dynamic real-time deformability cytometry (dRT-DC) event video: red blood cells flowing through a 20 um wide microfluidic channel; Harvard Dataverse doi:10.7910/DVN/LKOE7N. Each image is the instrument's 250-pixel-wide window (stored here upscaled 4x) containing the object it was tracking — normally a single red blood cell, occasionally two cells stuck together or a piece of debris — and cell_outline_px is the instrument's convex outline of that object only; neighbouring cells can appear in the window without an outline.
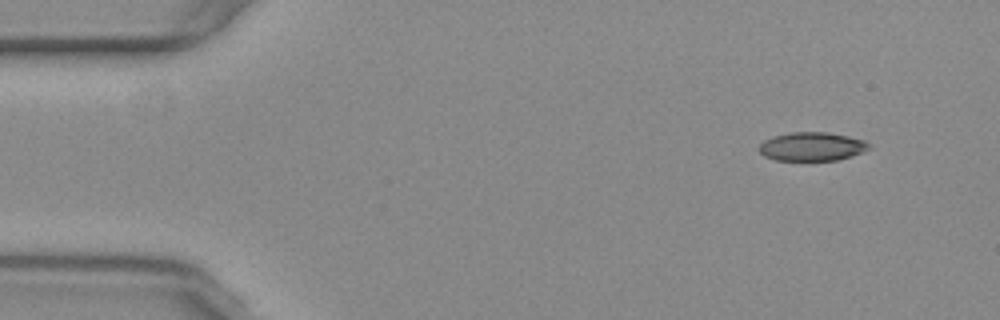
{"species": "common noctule bat (a hibernating species)", "species_latin": "Nyctalus noctula", "temperature_condition": "warm", "stored_images_in_passage": 50, "camera_frame_rate_fps": 3000, "um_per_image_px": 0.085, "animal": {"sex": "female", "body_mass_g": 29.2, "forearm_length_mm": 56.3}, "frame": {"image": 1, "passage_image": 1, "time_ms": 0.0, "image_size_px": [1000, 320], "cell_outline_px": [[868, 148], [852, 156], [836, 160], [776, 160], [764, 156], [760, 152], [760, 144], [764, 140], [772, 136], [792, 132], [828, 132], [848, 136], [864, 140], [868, 144]], "centroid_in_image_um": [68.98, 12.45], "position_along_channel_um": 16.0, "area_um2": 18.15}}
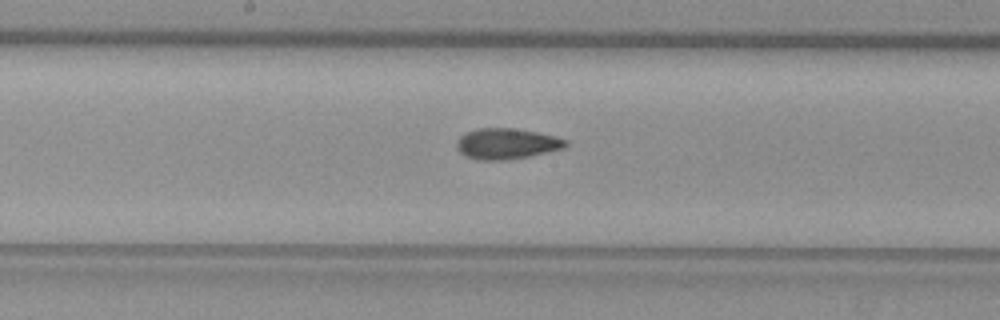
{"frame": {"image": 2, "passage_image": 24, "time_ms": 7.667, "image_size_px": [1000, 320], "cell_outline_px": [[568, 144], [564, 148], [532, 156], [508, 160], [476, 160], [464, 156], [456, 148], [456, 140], [464, 132], [476, 128], [516, 128], [556, 136], [568, 140]], "centroid_in_image_um": [43.04, 12.22], "position_along_channel_um": 205.2, "area_um2": 20.0}}
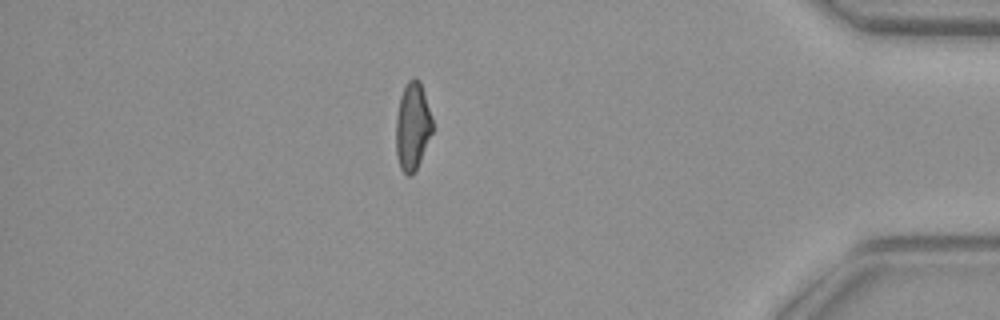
{"frame": {"image": 3, "passage_image": 43, "time_ms": 14.0, "image_size_px": [1000, 320], "cell_outline_px": [[432, 132], [420, 160], [412, 176], [408, 176], [400, 168], [396, 156], [396, 116], [400, 96], [408, 80], [416, 76], [420, 80], [432, 120]], "centroid_in_image_um": [35.04, 10.73], "position_along_channel_um": 400.2, "area_um2": 18.5}, "authors_computed_cell_mechanics": {"area_um2": 19.3919, "velocity_mm_per_s": 3.7759, "shape_relaxation_time_tau1_ms": null, "shape_relaxation_time_tau2_ms": 2.6005, "deformation_change_tau1": null, "deformation_change_tau2": 0.0745}}